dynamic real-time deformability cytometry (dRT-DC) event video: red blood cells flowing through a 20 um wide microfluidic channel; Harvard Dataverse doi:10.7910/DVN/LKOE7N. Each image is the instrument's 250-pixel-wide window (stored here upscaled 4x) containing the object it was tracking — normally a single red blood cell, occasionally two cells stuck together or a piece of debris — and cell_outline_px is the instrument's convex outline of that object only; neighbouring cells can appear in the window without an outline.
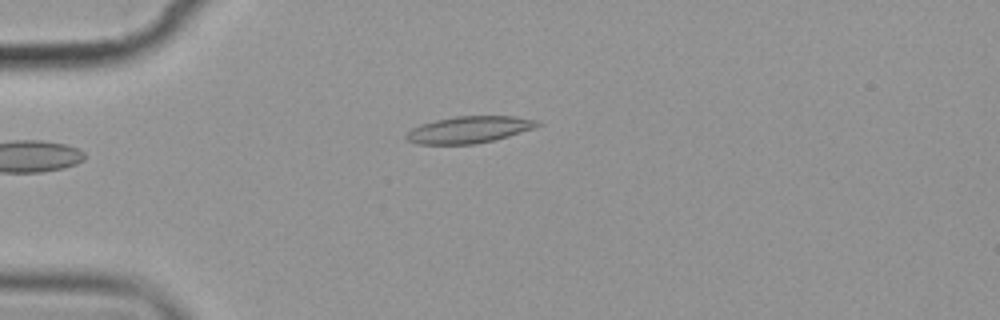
{"species": "common noctule bat (a hibernating species)", "species_latin": "Nyctalus noctula", "temperature_condition": "cold", "stored_images_in_passage": 5, "camera_frame_rate_fps": 3000, "um_per_image_px": 0.085, "animal": {"sex": "female", "body_mass_g": 19.9}, "frame": {"image": 1, "passage_image": 5, "time_ms": 4.667, "image_size_px": [1000, 320], "cell_outline_px": [[544, 124], [536, 128], [496, 140], [476, 144], [416, 144], [408, 140], [404, 136], [412, 128], [420, 124], [436, 120], [456, 116], [516, 116], [540, 120]], "centroid_in_image_um": [39.95, 11.02], "position_along_channel_um": 45.0, "area_um2": 20.81}}